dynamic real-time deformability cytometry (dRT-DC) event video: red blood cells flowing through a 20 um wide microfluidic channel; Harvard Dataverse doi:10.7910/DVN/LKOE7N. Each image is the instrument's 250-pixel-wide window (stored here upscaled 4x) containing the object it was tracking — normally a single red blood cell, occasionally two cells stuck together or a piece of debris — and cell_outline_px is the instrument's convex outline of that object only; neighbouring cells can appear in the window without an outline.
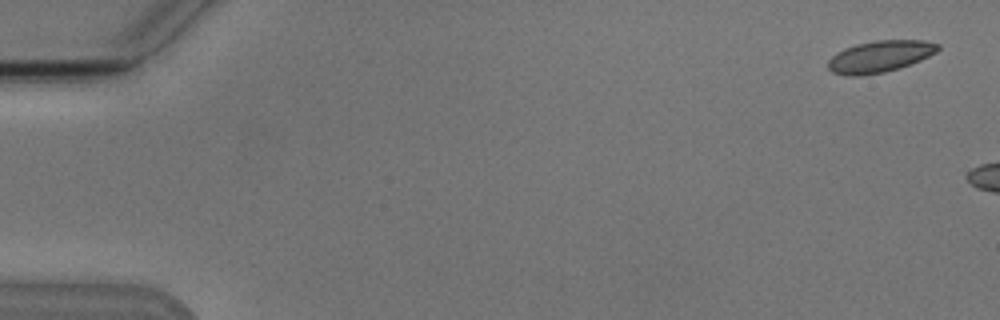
{"species": "Egyptian fruit bat (a non-hibernating species)", "species_latin": "Rousettus aegyptiacus", "temperature_condition": "cold", "stored_images_in_passage": 4, "camera_frame_rate_fps": 3000, "um_per_image_px": 0.085, "animal": {"sex": "male"}, "frame": {"image": 1, "passage_image": 1, "time_ms": 0.0, "image_size_px": [1000, 320], "cell_outline_px": [[940, 48], [936, 52], [920, 60], [900, 68], [884, 72], [860, 76], [844, 76], [832, 72], [828, 68], [828, 60], [832, 56], [844, 48], [856, 44], [876, 40], [924, 40], [940, 44]], "centroid_in_image_um": [74.78, 4.8], "position_along_channel_um": 10.2, "area_um2": 20.35}}